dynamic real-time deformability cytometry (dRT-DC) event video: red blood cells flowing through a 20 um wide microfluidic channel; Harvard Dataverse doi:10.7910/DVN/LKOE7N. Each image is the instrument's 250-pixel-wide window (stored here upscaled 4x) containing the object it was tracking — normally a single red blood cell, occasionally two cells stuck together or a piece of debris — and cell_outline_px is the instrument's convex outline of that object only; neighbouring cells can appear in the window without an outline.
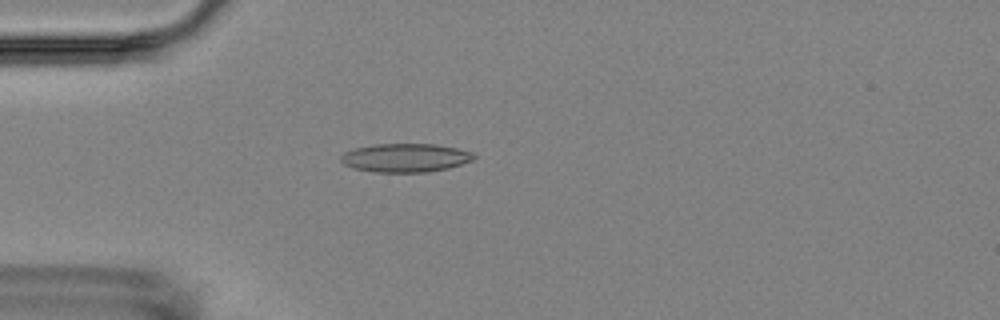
{"species": "Egyptian fruit bat (a non-hibernating species)", "species_latin": "Rousettus aegyptiacus", "temperature_condition": "room temperature", "stored_images_in_passage": 6, "camera_frame_rate_fps": 3000, "um_per_image_px": 0.085, "animal": {"sex": "female"}, "frame": {"image": 1, "passage_image": 5, "time_ms": 4.667, "image_size_px": [1000, 320], "cell_outline_px": [[476, 156], [472, 160], [448, 168], [428, 172], [372, 172], [356, 168], [344, 164], [340, 160], [340, 156], [344, 152], [356, 148], [376, 144], [436, 144], [456, 148], [472, 152]], "centroid_in_image_um": [34.45, 13.41], "position_along_channel_um": 50.5, "area_um2": 22.02}}